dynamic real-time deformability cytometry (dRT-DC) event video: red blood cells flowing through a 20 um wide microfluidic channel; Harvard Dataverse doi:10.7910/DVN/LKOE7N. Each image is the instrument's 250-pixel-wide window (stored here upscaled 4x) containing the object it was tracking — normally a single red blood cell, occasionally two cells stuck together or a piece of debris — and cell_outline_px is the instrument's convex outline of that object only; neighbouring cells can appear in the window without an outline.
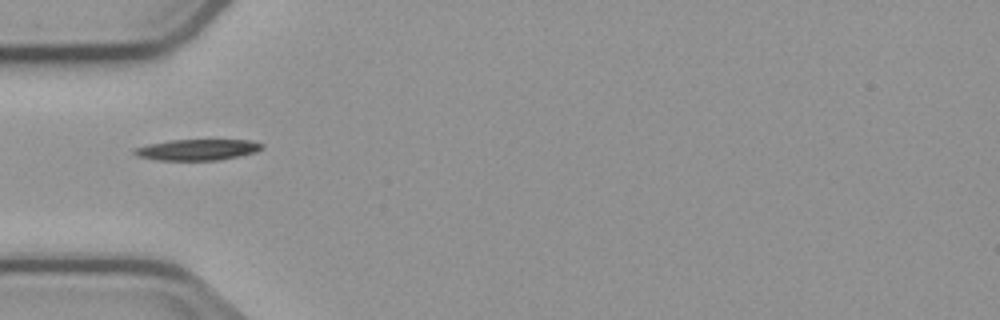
{"species": "common noctule bat (a hibernating species)", "species_latin": "Nyctalus noctula", "temperature_condition": "cold", "stored_images_in_passage": 8, "camera_frame_rate_fps": 3000, "um_per_image_px": 0.085, "animal": {"sex": "male", "body_mass_g": 23.1, "forearm_length_mm": 52.7}, "frame": {"image": 1, "passage_image": 5, "time_ms": 5.667, "image_size_px": [1000, 320], "cell_outline_px": [[264, 148], [256, 152], [220, 160], [156, 160], [136, 156], [132, 152], [132, 148], [148, 144], [168, 140], [252, 140], [264, 144]], "centroid_in_image_um": [16.75, 12.72], "position_along_channel_um": 68.2, "area_um2": 15.84}}
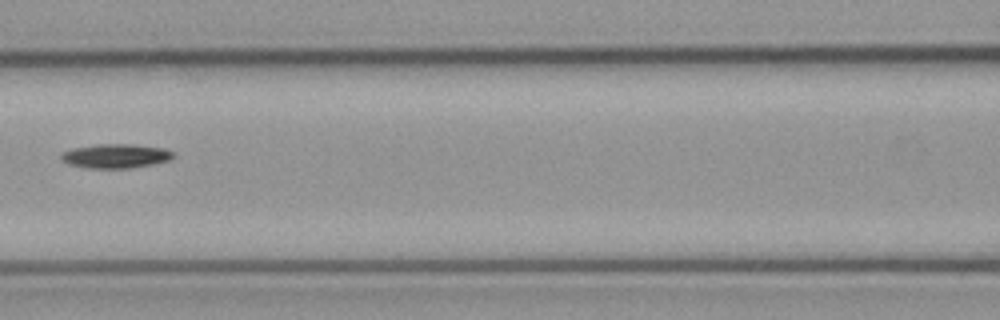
{"frame": {"image": 2, "passage_image": 7, "time_ms": 8.0, "image_size_px": [1000, 320], "cell_outline_px": [[176, 156], [168, 160], [152, 164], [132, 168], [88, 168], [68, 164], [60, 160], [60, 152], [72, 148], [96, 144], [132, 144], [164, 148], [172, 152]], "centroid_in_image_um": [9.78, 13.25], "position_along_channel_um": 156.8, "area_um2": 15.95}}
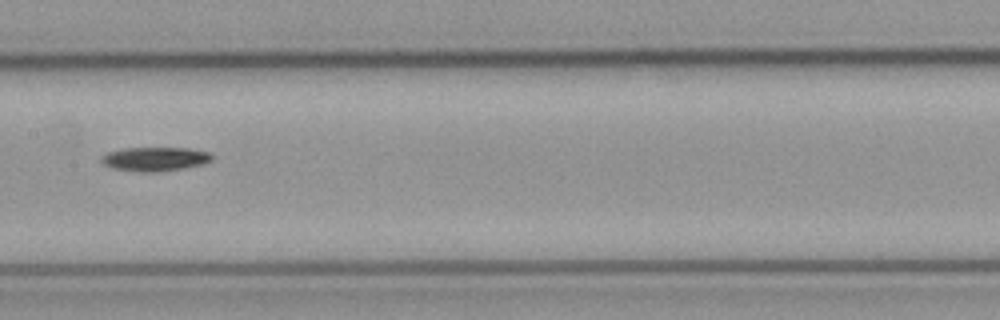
{"frame": {"image": 3, "passage_image": 8, "time_ms": 9.0, "image_size_px": [1000, 320], "cell_outline_px": [[212, 160], [200, 164], [184, 168], [156, 172], [140, 172], [112, 168], [104, 164], [100, 160], [100, 156], [108, 152], [124, 148], [188, 148], [208, 152], [212, 156]], "centroid_in_image_um": [13.12, 13.51], "position_along_channel_um": 194.3, "area_um2": 15.37}}